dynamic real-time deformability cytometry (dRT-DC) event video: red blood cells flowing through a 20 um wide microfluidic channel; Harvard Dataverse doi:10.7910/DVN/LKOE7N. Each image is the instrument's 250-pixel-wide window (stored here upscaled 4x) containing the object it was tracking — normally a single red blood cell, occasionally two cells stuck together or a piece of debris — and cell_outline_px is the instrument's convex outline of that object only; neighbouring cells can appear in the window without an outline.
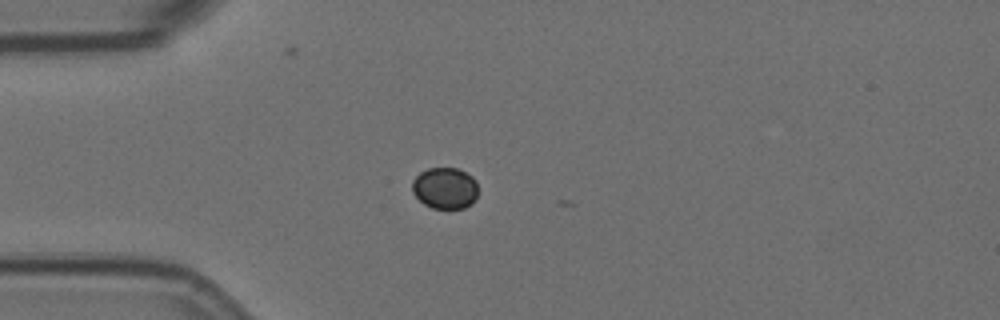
{"species": "Egyptian fruit bat (a non-hibernating species)", "species_latin": "Rousettus aegyptiacus", "temperature_condition": "room temperature", "stored_images_in_passage": 2, "camera_frame_rate_fps": 3000, "um_per_image_px": 0.085, "animal": {"sex": "female"}, "frame": {"image": 1, "passage_image": 1, "time_ms": 0.0, "image_size_px": [1000, 320], "cell_outline_px": [[476, 200], [472, 204], [464, 208], [432, 208], [424, 204], [412, 192], [412, 180], [420, 172], [428, 168], [456, 168], [472, 176], [476, 180]], "centroid_in_image_um": [37.81, 15.99], "position_along_channel_um": 47.2, "area_um2": 15.9}}